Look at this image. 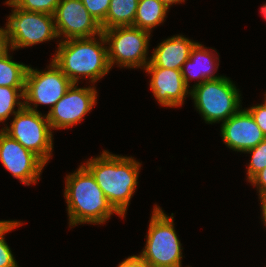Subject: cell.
I'll return each mask as SVG.
<instances>
[{"label": "cell", "instance_id": "d4e9b609", "mask_svg": "<svg viewBox=\"0 0 266 267\" xmlns=\"http://www.w3.org/2000/svg\"><path fill=\"white\" fill-rule=\"evenodd\" d=\"M247 110L250 112L257 126L262 130L266 137V99H264L263 104L254 105L247 108Z\"/></svg>", "mask_w": 266, "mask_h": 267}, {"label": "cell", "instance_id": "5bb4252c", "mask_svg": "<svg viewBox=\"0 0 266 267\" xmlns=\"http://www.w3.org/2000/svg\"><path fill=\"white\" fill-rule=\"evenodd\" d=\"M221 137L225 145L245 153L256 147L266 137L247 109H240L221 125Z\"/></svg>", "mask_w": 266, "mask_h": 267}, {"label": "cell", "instance_id": "2e32d148", "mask_svg": "<svg viewBox=\"0 0 266 267\" xmlns=\"http://www.w3.org/2000/svg\"><path fill=\"white\" fill-rule=\"evenodd\" d=\"M196 43L184 35H174L154 49L150 62L155 67L181 70Z\"/></svg>", "mask_w": 266, "mask_h": 267}, {"label": "cell", "instance_id": "ac0fdd59", "mask_svg": "<svg viewBox=\"0 0 266 267\" xmlns=\"http://www.w3.org/2000/svg\"><path fill=\"white\" fill-rule=\"evenodd\" d=\"M139 0H110L102 30L119 26H133Z\"/></svg>", "mask_w": 266, "mask_h": 267}, {"label": "cell", "instance_id": "52a82bcc", "mask_svg": "<svg viewBox=\"0 0 266 267\" xmlns=\"http://www.w3.org/2000/svg\"><path fill=\"white\" fill-rule=\"evenodd\" d=\"M12 120L9 127L5 125L2 130L47 164L54 148L52 129L47 115L23 107Z\"/></svg>", "mask_w": 266, "mask_h": 267}, {"label": "cell", "instance_id": "7402d4cb", "mask_svg": "<svg viewBox=\"0 0 266 267\" xmlns=\"http://www.w3.org/2000/svg\"><path fill=\"white\" fill-rule=\"evenodd\" d=\"M251 154L250 163L247 168V181L249 182L256 174L266 168V139L261 141L256 147L247 150Z\"/></svg>", "mask_w": 266, "mask_h": 267}, {"label": "cell", "instance_id": "7c38bea8", "mask_svg": "<svg viewBox=\"0 0 266 267\" xmlns=\"http://www.w3.org/2000/svg\"><path fill=\"white\" fill-rule=\"evenodd\" d=\"M0 161L24 185L36 184L46 163L0 129Z\"/></svg>", "mask_w": 266, "mask_h": 267}, {"label": "cell", "instance_id": "4316f807", "mask_svg": "<svg viewBox=\"0 0 266 267\" xmlns=\"http://www.w3.org/2000/svg\"><path fill=\"white\" fill-rule=\"evenodd\" d=\"M9 49H11L10 40L8 37L6 27L0 28V58L8 54Z\"/></svg>", "mask_w": 266, "mask_h": 267}, {"label": "cell", "instance_id": "9a60e30c", "mask_svg": "<svg viewBox=\"0 0 266 267\" xmlns=\"http://www.w3.org/2000/svg\"><path fill=\"white\" fill-rule=\"evenodd\" d=\"M207 49V47H204V45L197 42L191 50L190 57L181 68L184 82L188 88L190 87L189 82L192 79H199V81L193 85L195 86L202 84L206 80L222 77L215 75L220 60L218 57H215L216 55L214 51L216 50L213 48L212 51Z\"/></svg>", "mask_w": 266, "mask_h": 267}, {"label": "cell", "instance_id": "ffe728a7", "mask_svg": "<svg viewBox=\"0 0 266 267\" xmlns=\"http://www.w3.org/2000/svg\"><path fill=\"white\" fill-rule=\"evenodd\" d=\"M24 91L25 87L0 86V122H5L24 107Z\"/></svg>", "mask_w": 266, "mask_h": 267}, {"label": "cell", "instance_id": "83f0119b", "mask_svg": "<svg viewBox=\"0 0 266 267\" xmlns=\"http://www.w3.org/2000/svg\"><path fill=\"white\" fill-rule=\"evenodd\" d=\"M118 267H148L138 255L127 257Z\"/></svg>", "mask_w": 266, "mask_h": 267}, {"label": "cell", "instance_id": "9c48e42d", "mask_svg": "<svg viewBox=\"0 0 266 267\" xmlns=\"http://www.w3.org/2000/svg\"><path fill=\"white\" fill-rule=\"evenodd\" d=\"M48 70L39 71L28 66L25 76L24 107L38 112L37 107L49 105L50 110L72 85L70 79L53 62ZM34 107V108H33Z\"/></svg>", "mask_w": 266, "mask_h": 267}, {"label": "cell", "instance_id": "ba28073f", "mask_svg": "<svg viewBox=\"0 0 266 267\" xmlns=\"http://www.w3.org/2000/svg\"><path fill=\"white\" fill-rule=\"evenodd\" d=\"M6 4L13 8L5 26L11 51L58 38L54 15L19 9L10 0Z\"/></svg>", "mask_w": 266, "mask_h": 267}, {"label": "cell", "instance_id": "30bf717a", "mask_svg": "<svg viewBox=\"0 0 266 267\" xmlns=\"http://www.w3.org/2000/svg\"><path fill=\"white\" fill-rule=\"evenodd\" d=\"M77 85L72 83L65 95L46 114L52 130L69 129L80 123L96 104V87L78 88Z\"/></svg>", "mask_w": 266, "mask_h": 267}, {"label": "cell", "instance_id": "4fadbf2b", "mask_svg": "<svg viewBox=\"0 0 266 267\" xmlns=\"http://www.w3.org/2000/svg\"><path fill=\"white\" fill-rule=\"evenodd\" d=\"M150 74V88L159 105L164 107H179L190 89L186 86L181 70L155 67L149 62L144 68Z\"/></svg>", "mask_w": 266, "mask_h": 267}, {"label": "cell", "instance_id": "603a6c76", "mask_svg": "<svg viewBox=\"0 0 266 267\" xmlns=\"http://www.w3.org/2000/svg\"><path fill=\"white\" fill-rule=\"evenodd\" d=\"M17 8L54 15L61 0H10Z\"/></svg>", "mask_w": 266, "mask_h": 267}, {"label": "cell", "instance_id": "6da1fadb", "mask_svg": "<svg viewBox=\"0 0 266 267\" xmlns=\"http://www.w3.org/2000/svg\"><path fill=\"white\" fill-rule=\"evenodd\" d=\"M94 176L110 204L124 218L135 193L141 163L133 157L115 155L107 150L83 164Z\"/></svg>", "mask_w": 266, "mask_h": 267}, {"label": "cell", "instance_id": "3957f363", "mask_svg": "<svg viewBox=\"0 0 266 267\" xmlns=\"http://www.w3.org/2000/svg\"><path fill=\"white\" fill-rule=\"evenodd\" d=\"M106 45L102 33L97 37L60 41L52 60L72 83L84 77L93 84L111 70Z\"/></svg>", "mask_w": 266, "mask_h": 267}, {"label": "cell", "instance_id": "f1b7e54d", "mask_svg": "<svg viewBox=\"0 0 266 267\" xmlns=\"http://www.w3.org/2000/svg\"><path fill=\"white\" fill-rule=\"evenodd\" d=\"M260 199V204H261V211H262V218L261 219H263L262 220V222H264L263 224L265 225V227H266V196H263V197H260L259 198Z\"/></svg>", "mask_w": 266, "mask_h": 267}, {"label": "cell", "instance_id": "f546056e", "mask_svg": "<svg viewBox=\"0 0 266 267\" xmlns=\"http://www.w3.org/2000/svg\"><path fill=\"white\" fill-rule=\"evenodd\" d=\"M160 1L170 9L171 5H173L174 3L180 4V3L184 2L185 0H160Z\"/></svg>", "mask_w": 266, "mask_h": 267}, {"label": "cell", "instance_id": "277c9868", "mask_svg": "<svg viewBox=\"0 0 266 267\" xmlns=\"http://www.w3.org/2000/svg\"><path fill=\"white\" fill-rule=\"evenodd\" d=\"M154 205L146 235V244L138 255L148 267L182 266V244L174 227V218Z\"/></svg>", "mask_w": 266, "mask_h": 267}, {"label": "cell", "instance_id": "8fae6325", "mask_svg": "<svg viewBox=\"0 0 266 267\" xmlns=\"http://www.w3.org/2000/svg\"><path fill=\"white\" fill-rule=\"evenodd\" d=\"M59 41L91 38L102 33L101 25L87 11L81 0H61L54 14ZM63 35V36H62Z\"/></svg>", "mask_w": 266, "mask_h": 267}, {"label": "cell", "instance_id": "cb8c5ba5", "mask_svg": "<svg viewBox=\"0 0 266 267\" xmlns=\"http://www.w3.org/2000/svg\"><path fill=\"white\" fill-rule=\"evenodd\" d=\"M87 11L101 24L107 16L110 0H81Z\"/></svg>", "mask_w": 266, "mask_h": 267}, {"label": "cell", "instance_id": "44dd1931", "mask_svg": "<svg viewBox=\"0 0 266 267\" xmlns=\"http://www.w3.org/2000/svg\"><path fill=\"white\" fill-rule=\"evenodd\" d=\"M21 224L23 223L18 220H3L0 223V267H19L4 235L19 227Z\"/></svg>", "mask_w": 266, "mask_h": 267}, {"label": "cell", "instance_id": "7a4b0ae2", "mask_svg": "<svg viewBox=\"0 0 266 267\" xmlns=\"http://www.w3.org/2000/svg\"><path fill=\"white\" fill-rule=\"evenodd\" d=\"M69 227L78 224H103L113 214L123 218L110 204L94 176L82 164L65 179Z\"/></svg>", "mask_w": 266, "mask_h": 267}, {"label": "cell", "instance_id": "e0dca14e", "mask_svg": "<svg viewBox=\"0 0 266 267\" xmlns=\"http://www.w3.org/2000/svg\"><path fill=\"white\" fill-rule=\"evenodd\" d=\"M168 11L160 0H139L133 26L151 33L165 21Z\"/></svg>", "mask_w": 266, "mask_h": 267}, {"label": "cell", "instance_id": "5b68a950", "mask_svg": "<svg viewBox=\"0 0 266 267\" xmlns=\"http://www.w3.org/2000/svg\"><path fill=\"white\" fill-rule=\"evenodd\" d=\"M191 88L189 95L195 108L208 124L223 123L242 108L240 91L226 76L206 80Z\"/></svg>", "mask_w": 266, "mask_h": 267}, {"label": "cell", "instance_id": "8992f818", "mask_svg": "<svg viewBox=\"0 0 266 267\" xmlns=\"http://www.w3.org/2000/svg\"><path fill=\"white\" fill-rule=\"evenodd\" d=\"M108 52L111 69L113 65L120 68H142L150 62L148 48L151 33L134 26H119L102 30Z\"/></svg>", "mask_w": 266, "mask_h": 267}, {"label": "cell", "instance_id": "484cf974", "mask_svg": "<svg viewBox=\"0 0 266 267\" xmlns=\"http://www.w3.org/2000/svg\"><path fill=\"white\" fill-rule=\"evenodd\" d=\"M249 182L252 186L257 187L259 198L266 196V168L256 174Z\"/></svg>", "mask_w": 266, "mask_h": 267}, {"label": "cell", "instance_id": "4dcf8cb0", "mask_svg": "<svg viewBox=\"0 0 266 267\" xmlns=\"http://www.w3.org/2000/svg\"><path fill=\"white\" fill-rule=\"evenodd\" d=\"M260 11L263 14L264 18L266 19V3L261 7Z\"/></svg>", "mask_w": 266, "mask_h": 267}, {"label": "cell", "instance_id": "d6986e66", "mask_svg": "<svg viewBox=\"0 0 266 267\" xmlns=\"http://www.w3.org/2000/svg\"><path fill=\"white\" fill-rule=\"evenodd\" d=\"M28 65L12 60L10 54L0 58V86L25 87Z\"/></svg>", "mask_w": 266, "mask_h": 267}]
</instances>
